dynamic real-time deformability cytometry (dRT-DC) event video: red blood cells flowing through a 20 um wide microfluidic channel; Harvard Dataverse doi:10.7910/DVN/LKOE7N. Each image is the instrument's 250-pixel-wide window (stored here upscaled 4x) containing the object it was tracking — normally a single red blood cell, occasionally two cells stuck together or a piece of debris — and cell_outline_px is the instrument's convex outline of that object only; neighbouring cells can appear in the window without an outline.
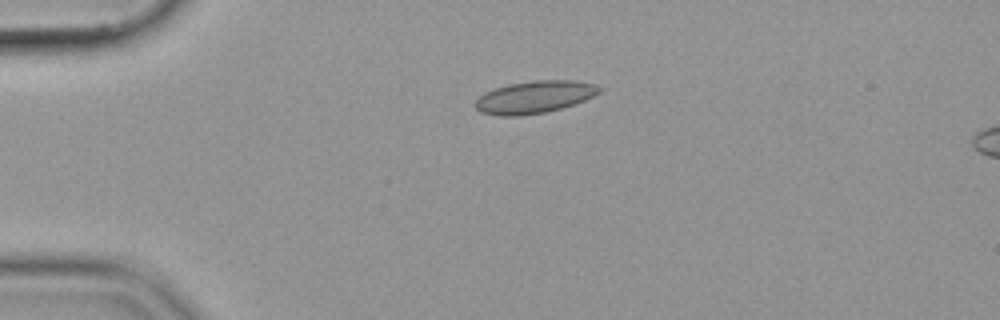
{"species": "common noctule bat (a hibernating species)", "species_latin": "Nyctalus noctula", "temperature_condition": "cold", "stored_images_in_passage": 43, "camera_frame_rate_fps": 3000, "um_per_image_px": 0.085, "animal": {"sex": "female", "body_mass_g": 19.9}, "frame": {"image": 1, "passage_image": 1, "time_ms": 0.0, "image_size_px": [1000, 320], "cell_outline_px": [[604, 88], [600, 92], [584, 100], [560, 108], [544, 112], [520, 116], [500, 116], [480, 112], [472, 104], [484, 92], [508, 84], [532, 80], [576, 80], [596, 84]], "centroid_in_image_um": [45.42, 8.24], "position_along_channel_um": 39.6, "area_um2": 23.47}}
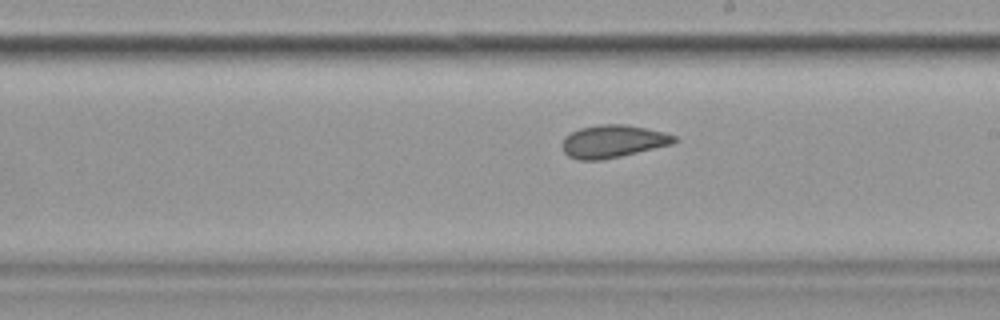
{"frame": {"image": 2, "passage_image": 20, "time_ms": 6.333, "image_size_px": [1000, 320], "cell_outline_px": [[676, 140], [672, 144], [620, 156], [600, 160], [580, 160], [568, 156], [564, 152], [560, 144], [564, 136], [580, 128], [600, 124], [628, 124], [664, 132], [676, 136]], "centroid_in_image_um": [52.06, 12.0], "position_along_channel_um": 236.9, "area_um2": 21.33}}
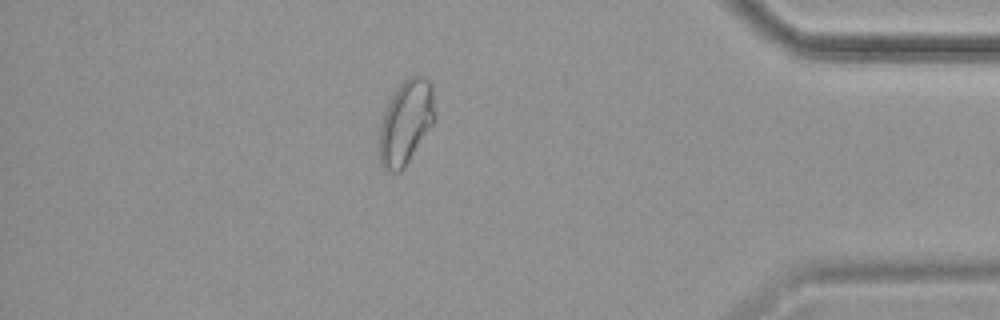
{"frame": {"image": 3, "passage_image": 36, "time_ms": 11.667, "image_size_px": [1000, 320], "cell_outline_px": [[436, 120], [404, 168], [400, 172], [384, 172], [380, 164], [380, 128], [384, 112], [396, 88], [408, 76], [424, 76], [432, 84]], "centroid_in_image_um": [34.52, 10.41], "position_along_channel_um": 400.7, "area_um2": 27.34}}